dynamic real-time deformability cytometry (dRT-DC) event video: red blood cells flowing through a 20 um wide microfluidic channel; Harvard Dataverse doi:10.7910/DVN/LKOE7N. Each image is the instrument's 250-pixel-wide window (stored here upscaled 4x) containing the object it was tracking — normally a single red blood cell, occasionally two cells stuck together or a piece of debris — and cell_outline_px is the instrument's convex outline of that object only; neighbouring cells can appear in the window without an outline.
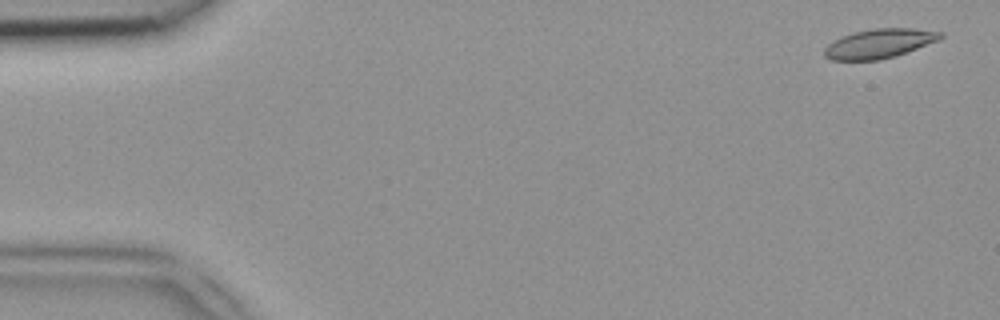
{"species": "common noctule bat (a hibernating species)", "species_latin": "Nyctalus noctula", "temperature_condition": "room temperature", "stored_images_in_passage": 44, "camera_frame_rate_fps": 3000, "um_per_image_px": 0.085, "animal": {"sex": "female", "body_mass_g": 18.4}, "frame": {"image": 1, "passage_image": 2, "time_ms": 0.333, "image_size_px": [1000, 320], "cell_outline_px": [[944, 36], [940, 40], [880, 60], [832, 60], [824, 56], [824, 48], [832, 40], [840, 36], [872, 28], [916, 28], [944, 32]], "centroid_in_image_um": [74.73, 3.68], "position_along_channel_um": 10.3, "area_um2": 19.83}}
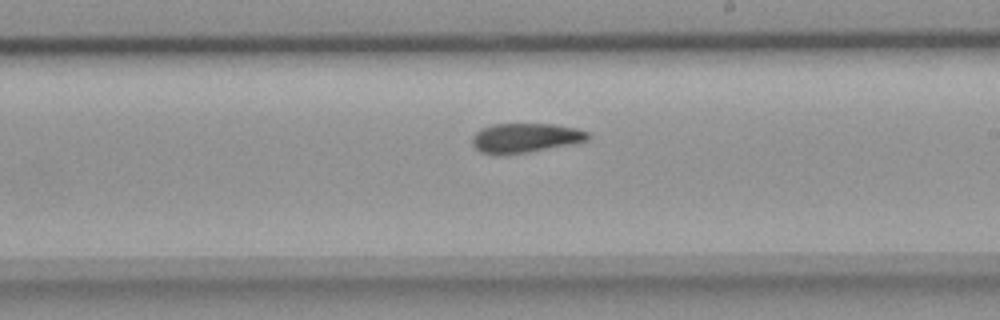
{"frame": {"image": 2, "passage_image": 28, "time_ms": 9.0, "image_size_px": [1000, 320], "cell_outline_px": [[592, 136], [588, 140], [528, 152], [500, 156], [496, 156], [480, 152], [472, 144], [472, 136], [480, 128], [492, 124], [552, 124], [576, 128], [588, 132]], "centroid_in_image_um": [44.59, 11.73], "position_along_channel_um": 244.4, "area_um2": 20.0}}
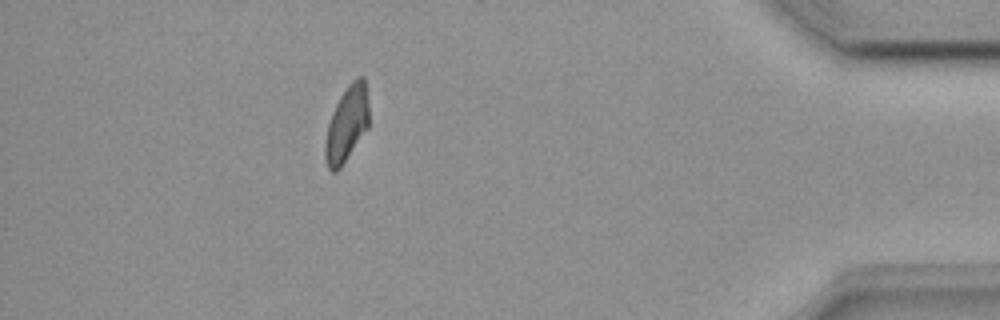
{"frame": {"image": 3, "passage_image": 43, "time_ms": 14.0, "image_size_px": [1000, 320], "cell_outline_px": [[368, 128], [340, 168], [336, 172], [332, 172], [328, 168], [324, 156], [324, 144], [328, 124], [332, 112], [340, 96], [348, 84], [356, 76], [364, 76], [368, 108]], "centroid_in_image_um": [29.46, 10.54], "position_along_channel_um": 405.7, "area_um2": 19.25}}